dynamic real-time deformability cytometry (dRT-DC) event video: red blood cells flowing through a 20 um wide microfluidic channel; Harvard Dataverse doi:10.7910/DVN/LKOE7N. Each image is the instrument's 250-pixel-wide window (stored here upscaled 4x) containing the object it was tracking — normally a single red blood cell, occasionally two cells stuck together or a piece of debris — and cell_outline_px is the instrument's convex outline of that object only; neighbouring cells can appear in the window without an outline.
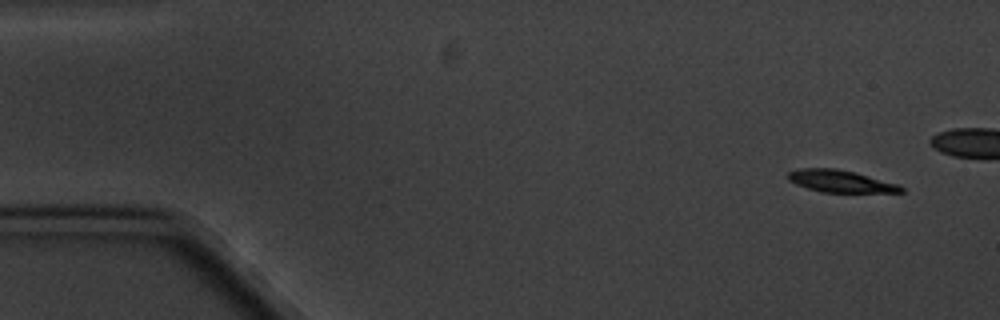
{"species": "common noctule bat (a hibernating species)", "species_latin": "Nyctalus noctula", "temperature_condition": "cold", "stored_images_in_passage": 5, "camera_frame_rate_fps": 3000, "um_per_image_px": 0.085, "animal": {"sex": "male", "body_mass_g": 20.1, "forearm_length_mm": 53.5}, "frame": {"image": 1, "passage_image": 1, "time_ms": 0.0, "image_size_px": [1000, 320], "cell_outline_px": [[904, 192], [820, 192], [796, 184], [788, 180], [788, 172], [800, 168], [836, 168], [856, 172], [900, 184], [904, 188]], "centroid_in_image_um": [71.47, 15.39], "position_along_channel_um": 13.5, "area_um2": 14.68}}